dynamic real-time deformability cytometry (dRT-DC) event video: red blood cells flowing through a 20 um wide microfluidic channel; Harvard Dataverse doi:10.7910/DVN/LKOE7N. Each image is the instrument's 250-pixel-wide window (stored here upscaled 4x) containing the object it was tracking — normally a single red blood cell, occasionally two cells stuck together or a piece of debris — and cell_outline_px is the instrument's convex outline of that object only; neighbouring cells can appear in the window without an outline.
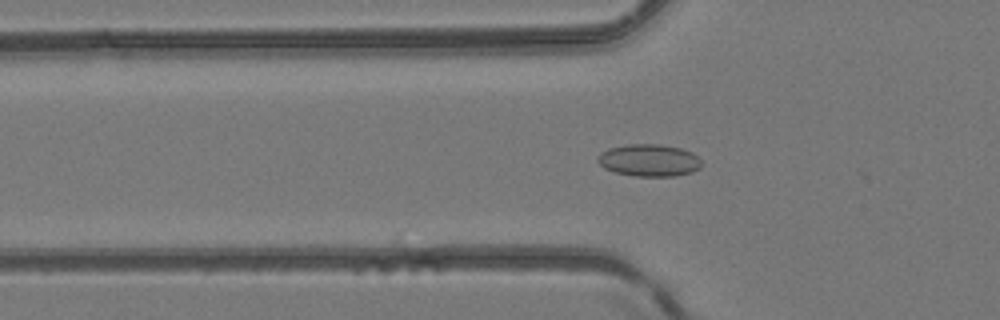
{"species": "common noctule bat (a hibernating species)", "species_latin": "Nyctalus noctula", "temperature_condition": "room temperature", "stored_images_in_passage": 31, "camera_frame_rate_fps": 3000, "um_per_image_px": 0.085, "animal": {"sex": "female", "body_mass_g": 24.6, "forearm_length_mm": 56.2}, "frame": {"image": 1, "passage_image": 17, "time_ms": 5.333, "image_size_px": [1000, 320], "cell_outline_px": [[700, 168], [692, 172], [676, 176], [636, 176], [616, 172], [604, 168], [596, 160], [600, 152], [608, 148], [628, 144], [660, 144], [680, 148], [692, 152], [700, 160]], "centroid_in_image_um": [55.15, 13.62], "position_along_channel_um": 70.6, "area_um2": 19.48}}
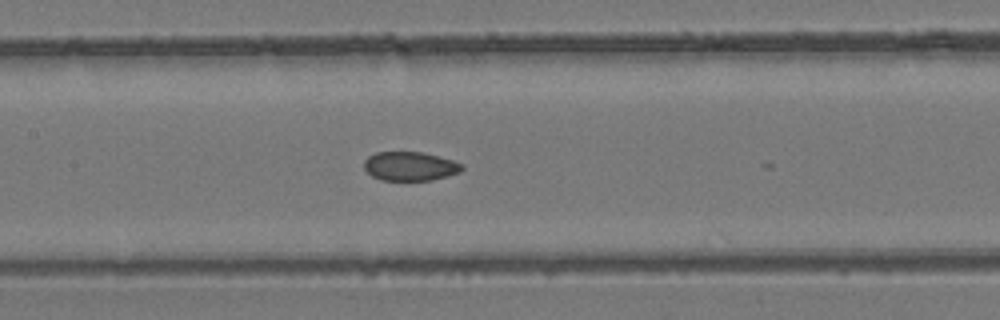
{"frame": {"image": 2, "passage_image": 24, "time_ms": 7.667, "image_size_px": [1000, 320], "cell_outline_px": [[464, 168], [460, 172], [432, 180], [380, 180], [372, 176], [364, 168], [364, 160], [368, 156], [376, 152], [420, 152], [452, 160], [464, 164]], "centroid_in_image_um": [34.84, 14.13], "position_along_channel_um": 172.6, "area_um2": 16.47}}
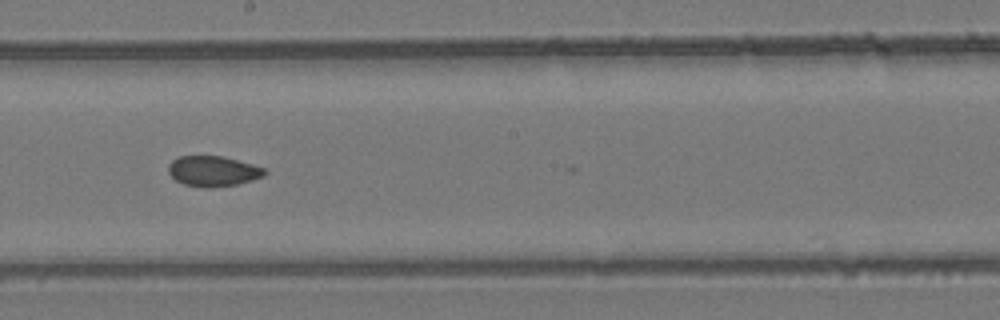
{"frame": {"image": 3, "passage_image": 28, "time_ms": 9.0, "image_size_px": [1000, 320], "cell_outline_px": [[268, 172], [264, 176], [252, 180], [236, 184], [208, 188], [204, 188], [184, 184], [176, 180], [168, 172], [168, 164], [172, 160], [180, 156], [220, 156], [252, 164], [264, 168]], "centroid_in_image_um": [18.1, 14.55], "position_along_channel_um": 230.1, "area_um2": 16.94}}